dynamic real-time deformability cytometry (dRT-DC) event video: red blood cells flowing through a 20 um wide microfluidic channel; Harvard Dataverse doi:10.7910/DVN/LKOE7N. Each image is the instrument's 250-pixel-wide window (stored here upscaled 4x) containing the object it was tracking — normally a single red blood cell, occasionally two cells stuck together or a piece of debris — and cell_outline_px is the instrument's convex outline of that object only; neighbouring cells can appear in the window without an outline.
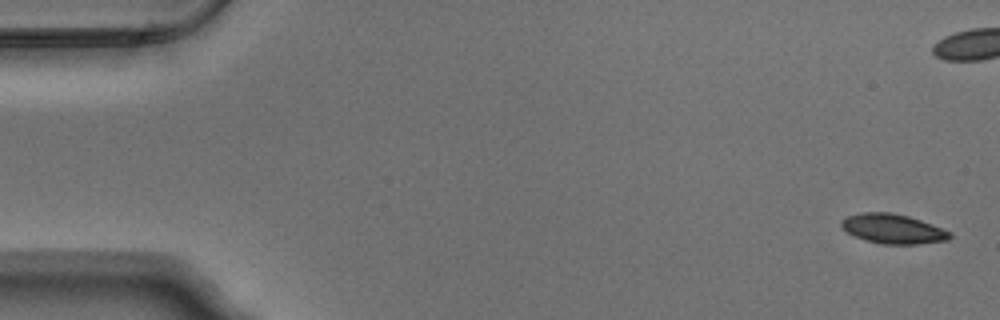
{"species": "Egyptian fruit bat (a non-hibernating species)", "species_latin": "Rousettus aegyptiacus", "temperature_condition": "warm", "stored_images_in_passage": 54, "camera_frame_rate_fps": 3000, "um_per_image_px": 0.085, "animal": {"sex": "male"}, "frame": {"image": 1, "passage_image": 1, "time_ms": 0.0, "image_size_px": [1000, 320], "cell_outline_px": [[952, 236], [948, 240], [916, 244], [884, 244], [864, 240], [848, 232], [840, 224], [840, 220], [848, 216], [860, 212], [888, 212], [908, 216], [932, 224], [952, 232]], "centroid_in_image_um": [75.91, 19.45], "position_along_channel_um": 9.1, "area_um2": 18.61}}
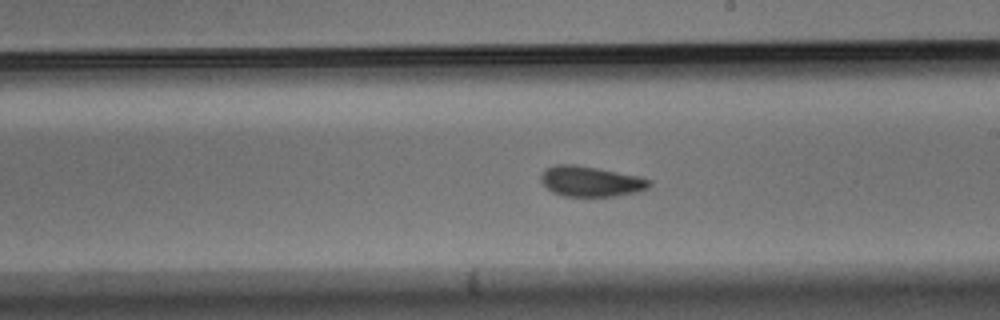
{"frame": {"image": 2, "passage_image": 30, "time_ms": 9.667, "image_size_px": [1000, 320], "cell_outline_px": [[652, 184], [648, 188], [636, 192], [616, 196], [564, 196], [552, 192], [540, 180], [540, 176], [544, 168], [552, 164], [576, 164], [640, 176], [652, 180]], "centroid_in_image_um": [50.21, 15.4], "position_along_channel_um": 238.8, "area_um2": 19.42}}
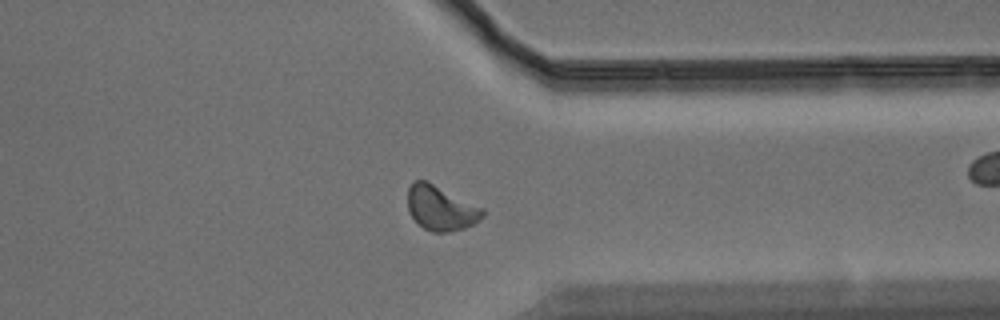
{"frame": {"image": 3, "passage_image": 41, "time_ms": 13.333, "image_size_px": [1000, 320], "cell_outline_px": [[484, 216], [472, 224], [464, 228], [448, 232], [432, 232], [424, 228], [408, 212], [408, 188], [412, 180], [424, 180], [484, 208]], "centroid_in_image_um": [37.45, 17.69], "position_along_channel_um": 373.9, "area_um2": 19.25}, "authors_computed_cell_mechanics": {"area_um2": 18.8428, "velocity_mm_per_s": 3.7639, "shape_relaxation_time_tau1_ms": 3.7424, "shape_relaxation_time_tau2_ms": 1.9543, "deformation_change_tau1": 0.0957, "deformation_change_tau2": 0.0699}}